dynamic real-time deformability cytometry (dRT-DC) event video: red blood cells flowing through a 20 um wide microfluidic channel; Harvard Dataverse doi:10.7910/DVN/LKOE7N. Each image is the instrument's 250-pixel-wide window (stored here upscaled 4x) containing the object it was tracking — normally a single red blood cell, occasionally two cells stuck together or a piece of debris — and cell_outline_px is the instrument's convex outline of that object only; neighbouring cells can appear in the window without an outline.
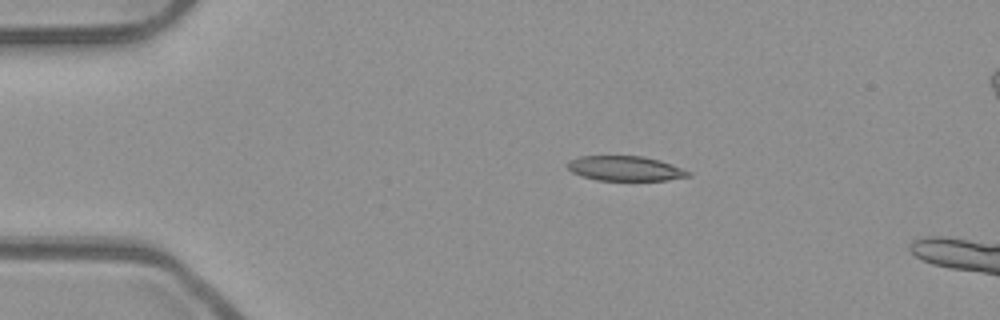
{"species": "common noctule bat (a hibernating species)", "species_latin": "Nyctalus noctula", "temperature_condition": "room temperature", "stored_images_in_passage": 16, "camera_frame_rate_fps": 3000, "um_per_image_px": 0.085, "animal": {"sex": "male", "body_mass_g": 23.1, "forearm_length_mm": 52.7}, "frame": {"image": 1, "passage_image": 10, "time_ms": 3.0, "image_size_px": [1000, 320], "cell_outline_px": [[692, 176], [668, 180], [596, 180], [572, 172], [568, 168], [568, 160], [580, 156], [644, 156], [660, 160], [672, 164], [692, 172]], "centroid_in_image_um": [53.19, 14.31], "position_along_channel_um": 31.8, "area_um2": 17.51}}